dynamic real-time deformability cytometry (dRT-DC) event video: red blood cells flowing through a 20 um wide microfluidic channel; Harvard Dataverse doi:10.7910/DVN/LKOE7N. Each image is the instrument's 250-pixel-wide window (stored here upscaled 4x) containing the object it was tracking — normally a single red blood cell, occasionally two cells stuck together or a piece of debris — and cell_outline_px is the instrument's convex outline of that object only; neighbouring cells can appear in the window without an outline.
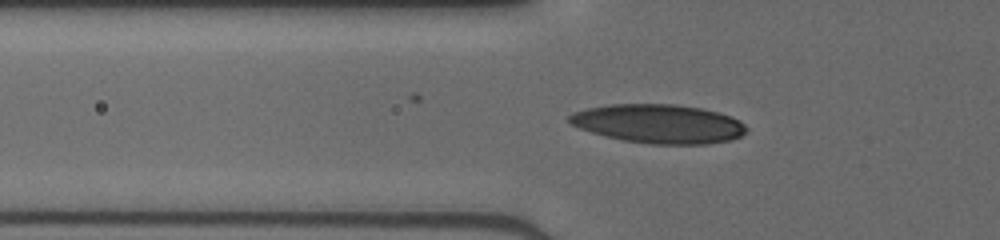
{"species": "human", "species_latin": "Homo sapiens", "temperature_condition": "cold", "stored_images_in_passage": 37, "camera_frame_rate_fps": 3000, "um_per_image_px": 0.085, "donor": {"sex": "male"}, "frame": {"image": 1, "passage_image": 7, "time_ms": 2.0, "image_size_px": [1000, 240], "cell_outline_px": [[748, 132], [732, 140], [704, 144], [652, 144], [624, 140], [604, 136], [580, 128], [572, 124], [568, 120], [568, 116], [572, 112], [588, 108], [608, 104], [672, 104], [700, 108], [716, 112], [740, 120], [748, 128]], "centroid_in_image_um": [55.99, 10.52], "position_along_channel_um": 69.8, "area_um2": 40.06}}
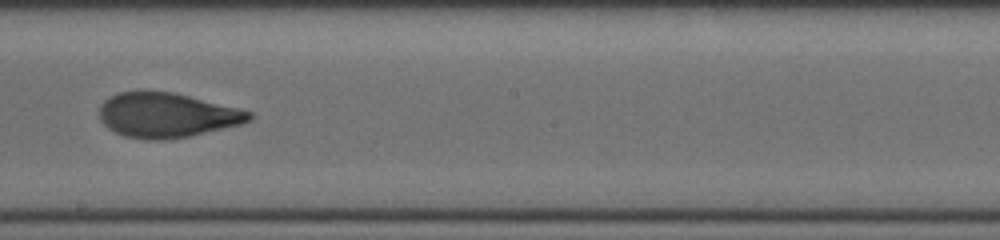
{"frame": {"image": 2, "passage_image": 19, "time_ms": 6.0, "image_size_px": [1000, 240], "cell_outline_px": [[252, 120], [244, 124], [188, 136], [164, 140], [144, 140], [124, 136], [108, 128], [100, 120], [100, 104], [108, 96], [116, 92], [172, 92], [240, 108], [252, 112]], "centroid_in_image_um": [14.19, 9.8], "position_along_channel_um": 234.0, "area_um2": 39.07}}
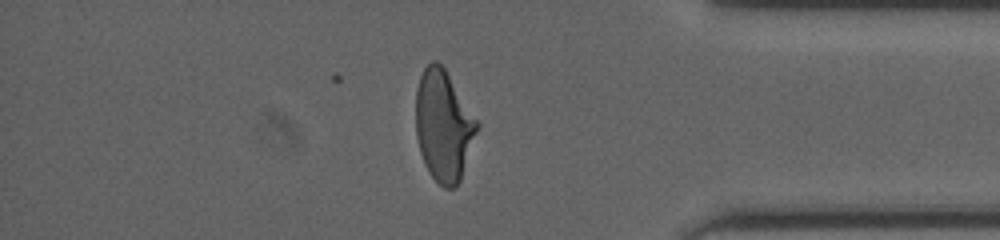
{"frame": {"image": 3, "passage_image": 32, "time_ms": 10.333, "image_size_px": [1000, 240], "cell_outline_px": [[480, 124], [460, 180], [452, 188], [444, 188], [428, 172], [424, 164], [420, 152], [416, 136], [416, 88], [420, 76], [424, 68], [432, 60], [436, 60], [444, 68]], "centroid_in_image_um": [37.68, 10.68], "position_along_channel_um": 397.5, "area_um2": 39.3}}